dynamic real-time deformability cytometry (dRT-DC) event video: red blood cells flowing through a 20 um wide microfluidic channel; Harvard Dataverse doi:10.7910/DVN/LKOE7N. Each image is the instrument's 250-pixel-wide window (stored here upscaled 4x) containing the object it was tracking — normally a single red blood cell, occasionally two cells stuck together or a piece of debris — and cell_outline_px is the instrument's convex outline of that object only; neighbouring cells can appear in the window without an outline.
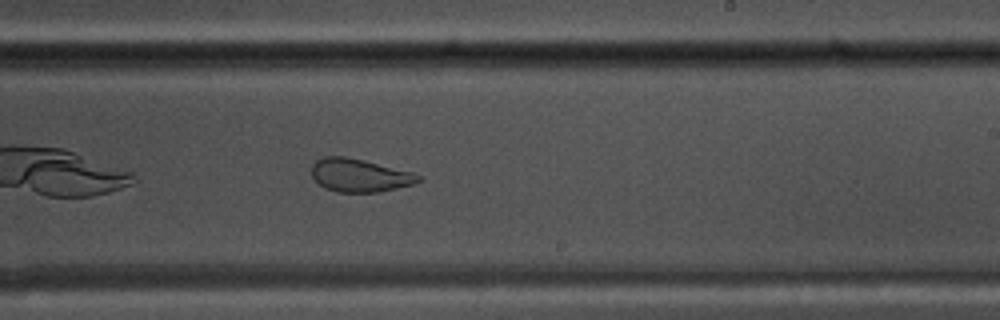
{"species": "common noctule bat (a hibernating species)", "species_latin": "Nyctalus noctula", "temperature_condition": "warm", "stored_images_in_passage": 38, "camera_frame_rate_fps": 3000, "um_per_image_px": 0.085, "animal": {"sex": "male", "body_mass_g": 17.5, "forearm_length_mm": 52.3}, "frame": {"image": 1, "passage_image": 17, "time_ms": 5.333, "image_size_px": [1000, 320], "cell_outline_px": [[420, 180], [412, 184], [380, 192], [336, 192], [324, 188], [312, 176], [312, 164], [316, 160], [324, 156], [344, 156], [364, 160], [412, 172], [420, 176]], "centroid_in_image_um": [30.53, 14.9], "position_along_channel_um": 258.5, "area_um2": 20.46}}
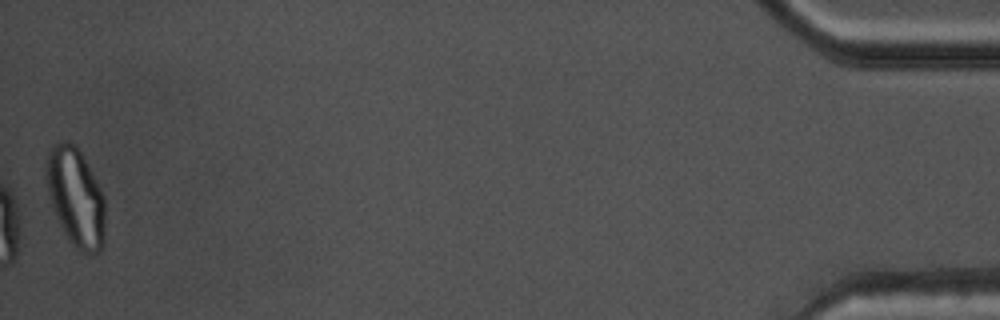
{"frame": {"image": 2, "passage_image": 38, "time_ms": 12.333, "image_size_px": [1000, 320], "cell_outline_px": [[104, 244], [100, 252], [92, 256], [80, 252], [68, 240], [56, 216], [48, 192], [44, 176], [44, 164], [48, 152], [52, 144], [56, 140], [68, 140], [76, 144], [100, 188], [104, 196]], "centroid_in_image_um": [6.41, 16.74], "position_along_channel_um": 428.8, "area_um2": 34.45}, "authors_computed_cell_mechanics": {"area_um2": 23.0044, "velocity_mm_per_s": 3.7729, "shape_relaxation_time_tau1_ms": null, "shape_relaxation_time_tau2_ms": 1.0325, "deformation_change_tau1": null, "deformation_change_tau2": 0.0683}}